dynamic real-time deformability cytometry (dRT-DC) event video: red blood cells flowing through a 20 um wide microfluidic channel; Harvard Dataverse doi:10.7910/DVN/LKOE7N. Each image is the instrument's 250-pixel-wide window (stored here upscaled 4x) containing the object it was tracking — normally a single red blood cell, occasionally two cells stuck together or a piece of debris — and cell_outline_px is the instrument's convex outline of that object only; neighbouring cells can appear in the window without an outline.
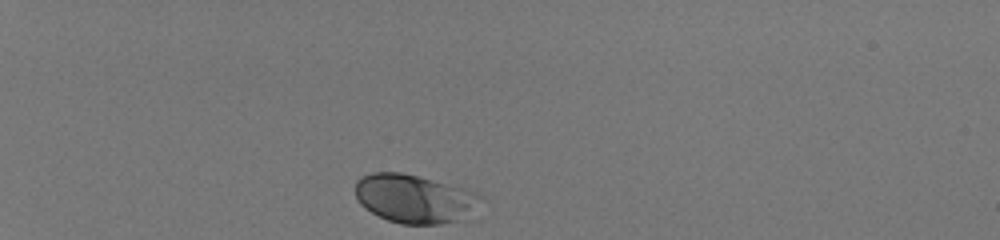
{"species": "human", "species_latin": "Homo sapiens", "temperature_condition": "room temperature", "stored_images_in_passage": 34, "camera_frame_rate_fps": 3000, "um_per_image_px": 0.085, "donor": {"sex": "male"}, "frame": {"image": 1, "passage_image": 1, "time_ms": 0.0, "image_size_px": [1000, 240], "cell_outline_px": [[480, 196], [460, 220], [440, 224], [400, 224], [388, 220], [364, 208], [360, 204], [356, 196], [356, 180], [360, 176], [372, 172], [400, 172], [416, 176], [476, 192]], "centroid_in_image_um": [35.08, 16.88], "position_along_channel_um": 49.9, "area_um2": 34.45}}
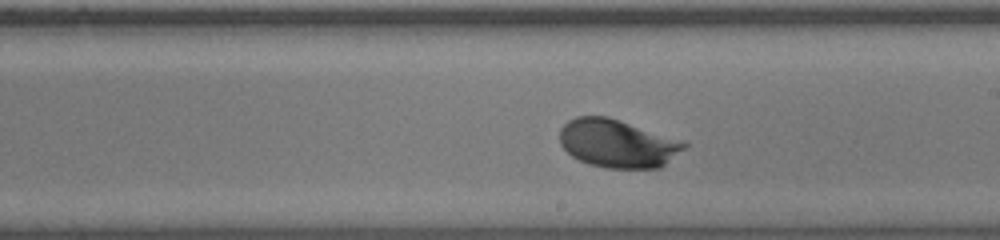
{"frame": {"image": 2, "passage_image": 20, "time_ms": 6.333, "image_size_px": [1000, 240], "cell_outline_px": [[688, 144], [684, 148], [660, 168], [604, 168], [588, 164], [572, 156], [560, 144], [560, 128], [568, 120], [576, 116], [608, 116], [688, 140]], "centroid_in_image_um": [52.53, 12.17], "position_along_channel_um": 236.5, "area_um2": 35.49}}
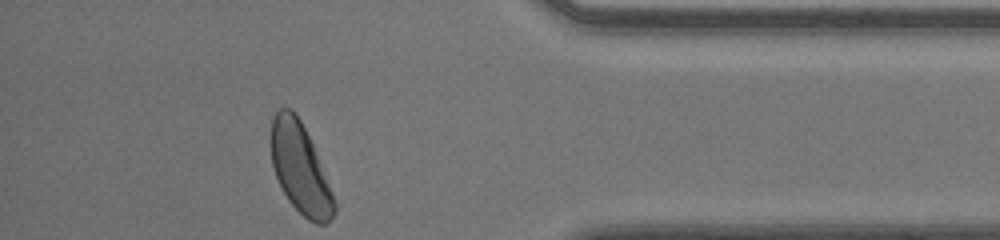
{"frame": {"image": 3, "passage_image": 34, "time_ms": 11.0, "image_size_px": [1000, 240], "cell_outline_px": [[336, 212], [324, 224], [316, 224], [308, 220], [288, 200], [276, 176], [272, 164], [272, 116], [280, 108], [292, 108], [300, 120], [312, 144], [332, 192], [336, 204]], "centroid_in_image_um": [25.52, 14.32], "position_along_channel_um": 409.7, "area_um2": 32.37}, "authors_computed_cell_mechanics": {"area_um2": 33.7263, "velocity_mm_per_s": 4.0607, "shape_relaxation_time_tau1_ms": 1.5641, "shape_relaxation_time_tau2_ms": null, "deformation_change_tau1": 0.1129, "deformation_change_tau2": null}}